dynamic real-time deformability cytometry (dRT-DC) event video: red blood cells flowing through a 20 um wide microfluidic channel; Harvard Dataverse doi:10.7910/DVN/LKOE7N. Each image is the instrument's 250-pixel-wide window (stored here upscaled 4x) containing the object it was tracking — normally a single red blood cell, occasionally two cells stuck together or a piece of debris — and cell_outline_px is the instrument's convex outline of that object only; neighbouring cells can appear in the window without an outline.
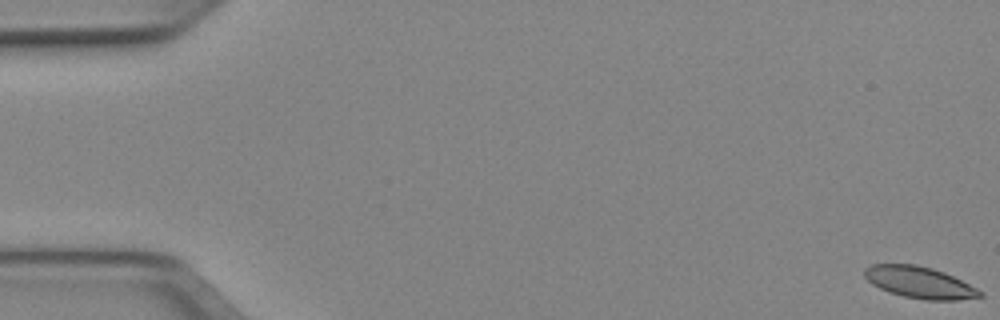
{"species": "Egyptian fruit bat (a non-hibernating species)", "species_latin": "Rousettus aegyptiacus", "temperature_condition": "cold", "stored_images_in_passage": 52, "camera_frame_rate_fps": 3000, "um_per_image_px": 0.085, "animal": {"sex": "female"}, "frame": {"image": 1, "passage_image": 1, "time_ms": 0.0, "image_size_px": [1000, 320], "cell_outline_px": [[984, 296], [956, 300], [924, 300], [904, 296], [888, 292], [872, 284], [864, 276], [864, 268], [872, 264], [916, 264], [932, 268], [944, 272], [984, 292]], "centroid_in_image_um": [78.15, 24.0], "position_along_channel_um": 6.9, "area_um2": 21.21}}
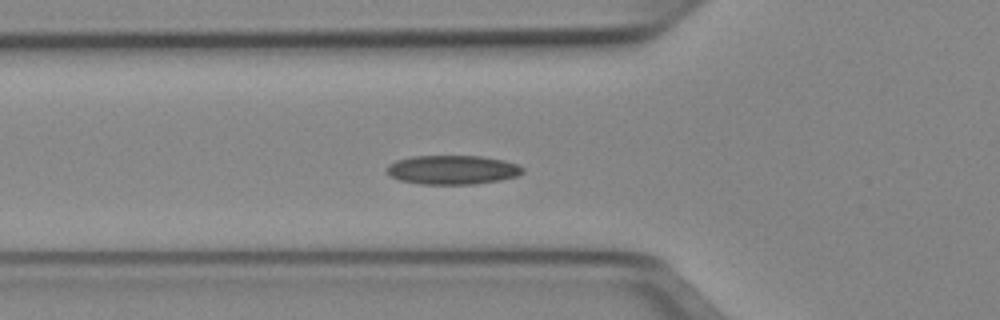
{"frame": {"image": 2, "passage_image": 19, "time_ms": 6.0, "image_size_px": [1000, 320], "cell_outline_px": [[524, 172], [516, 176], [500, 180], [472, 184], [420, 184], [400, 180], [392, 176], [388, 172], [388, 164], [396, 160], [412, 156], [480, 156], [504, 160], [516, 164], [524, 168]], "centroid_in_image_um": [38.47, 14.43], "position_along_channel_um": 87.3, "area_um2": 22.89}}
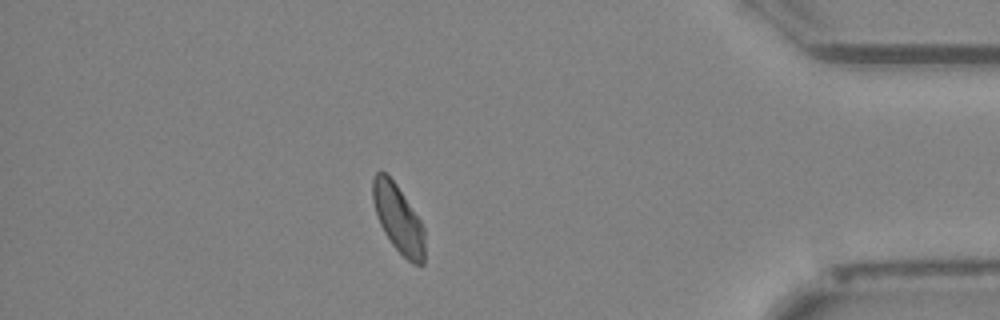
{"frame": {"image": 3, "passage_image": 46, "time_ms": 15.0, "image_size_px": [1000, 320], "cell_outline_px": [[424, 264], [412, 264], [392, 244], [384, 232], [380, 224], [372, 200], [372, 180], [376, 172], [380, 168], [396, 184], [420, 220], [424, 228]], "centroid_in_image_um": [33.84, 18.57], "position_along_channel_um": 401.4, "area_um2": 20.35}, "authors_computed_cell_mechanics": {"area_um2": 21.5883, "velocity_mm_per_s": 3.9176, "shape_relaxation_time_tau1_ms": null, "shape_relaxation_time_tau2_ms": 6.8654, "deformation_change_tau1": null, "deformation_change_tau2": 0.1225}}